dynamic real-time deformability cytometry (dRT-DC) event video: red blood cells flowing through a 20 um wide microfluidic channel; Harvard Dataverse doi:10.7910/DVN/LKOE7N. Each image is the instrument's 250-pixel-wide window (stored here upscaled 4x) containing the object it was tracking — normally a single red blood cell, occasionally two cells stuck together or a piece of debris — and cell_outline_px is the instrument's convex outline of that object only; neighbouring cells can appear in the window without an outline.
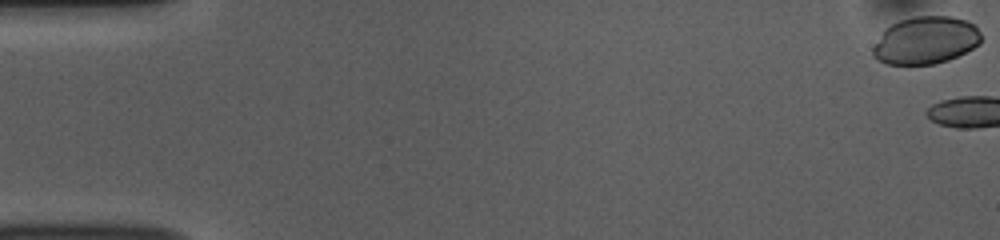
{"species": "common noctule bat (a hibernating species)", "species_latin": "Nyctalus noctula", "temperature_condition": "room temperature", "stored_images_in_passage": 3, "camera_frame_rate_fps": 3000, "um_per_image_px": 0.085, "animal": {"sex": "female", "body_mass_g": 10.0, "forearm_length_mm": 53.1}, "frame": {"image": 1, "passage_image": 1, "time_ms": 0.0, "image_size_px": [1000, 240], "cell_outline_px": [[980, 44], [948, 60], [932, 64], [884, 64], [876, 60], [872, 56], [872, 48], [884, 28], [900, 20], [916, 16], [952, 16], [968, 20], [980, 32]], "centroid_in_image_um": [78.64, 3.43], "position_along_channel_um": 6.4, "area_um2": 30.0}}